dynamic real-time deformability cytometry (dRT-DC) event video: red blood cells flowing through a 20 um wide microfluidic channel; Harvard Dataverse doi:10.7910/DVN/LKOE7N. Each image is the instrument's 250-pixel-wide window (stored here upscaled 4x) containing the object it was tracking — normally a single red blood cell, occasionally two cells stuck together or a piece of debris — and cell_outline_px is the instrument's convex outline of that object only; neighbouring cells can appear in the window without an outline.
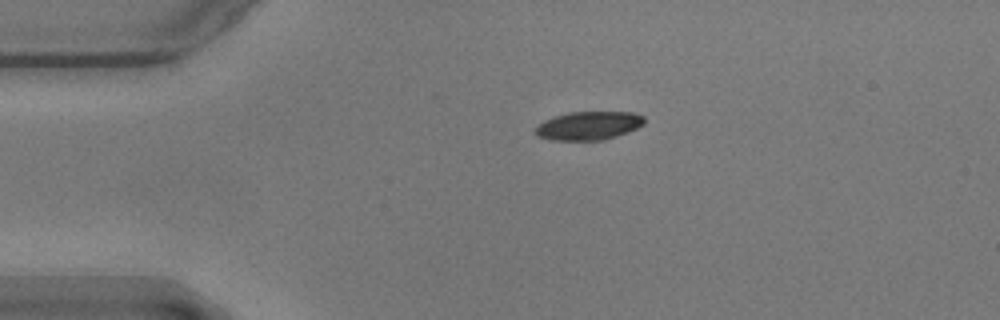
{"species": "common noctule bat (a hibernating species)", "species_latin": "Nyctalus noctula", "temperature_condition": "warm", "stored_images_in_passage": 46, "camera_frame_rate_fps": 3000, "um_per_image_px": 0.085, "animal": {"sex": "male", "body_mass_g": 17.9}, "frame": {"image": 1, "passage_image": 1, "time_ms": 0.0, "image_size_px": [1000, 320], "cell_outline_px": [[644, 124], [628, 132], [604, 140], [552, 140], [540, 136], [536, 132], [536, 128], [544, 120], [568, 112], [636, 112], [644, 116]], "centroid_in_image_um": [50.09, 10.67], "position_along_channel_um": 34.9, "area_um2": 17.92}}
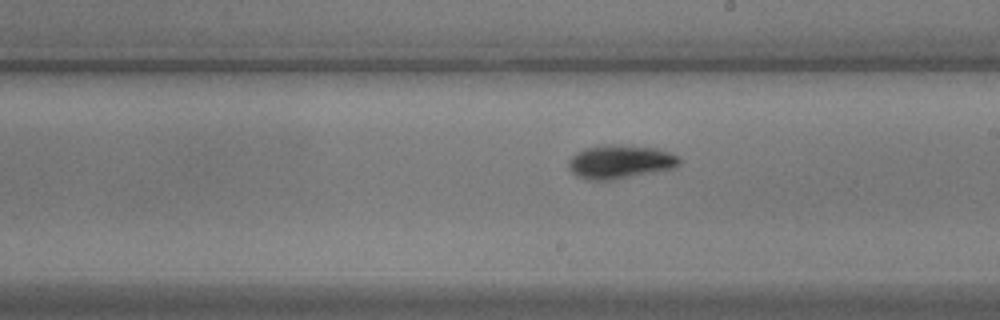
{"frame": {"image": 2, "passage_image": 21, "time_ms": 6.667, "image_size_px": [1000, 320], "cell_outline_px": [[680, 164], [676, 168], [608, 180], [588, 180], [576, 176], [568, 168], [568, 160], [576, 152], [584, 148], [608, 144], [620, 144], [656, 148], [680, 156]], "centroid_in_image_um": [52.7, 13.74], "position_along_channel_um": 236.3, "area_um2": 21.85}}
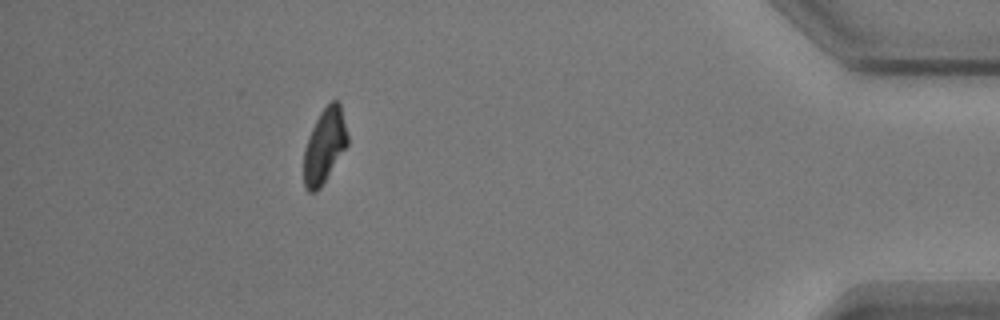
{"frame": {"image": 3, "passage_image": 40, "time_ms": 13.0, "image_size_px": [1000, 320], "cell_outline_px": [[348, 144], [316, 192], [308, 192], [304, 184], [304, 148], [312, 128], [320, 112], [332, 100], [336, 100], [340, 104], [348, 132]], "centroid_in_image_um": [27.58, 12.36], "position_along_channel_um": 407.6, "area_um2": 18.61}, "authors_computed_cell_mechanics": {"area_um2": 19.6809, "velocity_mm_per_s": 3.5461, "shape_relaxation_time_tau1_ms": 1.8081, "shape_relaxation_time_tau2_ms": 9.394, "deformation_change_tau1": 0.1351, "deformation_change_tau2": 0.1221}}